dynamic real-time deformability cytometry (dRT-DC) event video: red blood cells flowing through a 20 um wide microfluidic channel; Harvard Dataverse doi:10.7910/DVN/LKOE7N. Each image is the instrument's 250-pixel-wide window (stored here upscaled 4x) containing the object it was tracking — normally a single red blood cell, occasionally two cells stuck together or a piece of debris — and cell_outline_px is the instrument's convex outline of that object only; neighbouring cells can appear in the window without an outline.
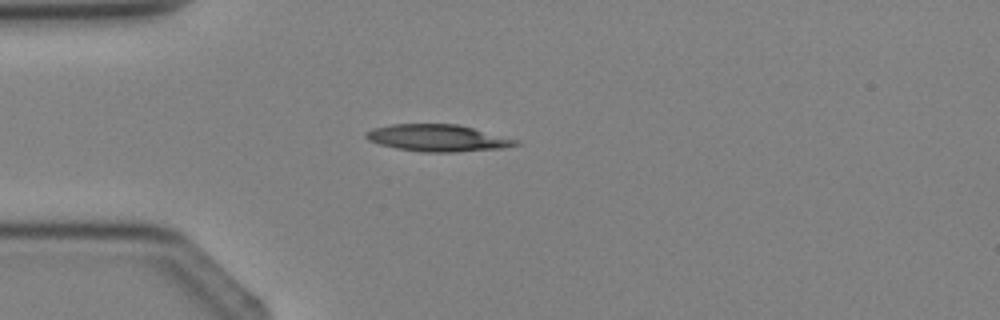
{"species": "Egyptian fruit bat (a non-hibernating species)", "species_latin": "Rousettus aegyptiacus", "temperature_condition": "cold", "stored_images_in_passage": 1, "camera_frame_rate_fps": 3000, "um_per_image_px": 0.085, "animal": {"sex": "female"}, "frame": {"image": 1, "passage_image": 1, "time_ms": 0.0, "image_size_px": [1000, 320], "cell_outline_px": [[520, 144], [500, 148], [456, 152], [420, 152], [396, 148], [380, 144], [368, 140], [364, 136], [364, 132], [372, 128], [392, 124], [456, 124], [520, 140]], "centroid_in_image_um": [37.16, 11.73], "position_along_channel_um": 47.8, "area_um2": 23.41}}